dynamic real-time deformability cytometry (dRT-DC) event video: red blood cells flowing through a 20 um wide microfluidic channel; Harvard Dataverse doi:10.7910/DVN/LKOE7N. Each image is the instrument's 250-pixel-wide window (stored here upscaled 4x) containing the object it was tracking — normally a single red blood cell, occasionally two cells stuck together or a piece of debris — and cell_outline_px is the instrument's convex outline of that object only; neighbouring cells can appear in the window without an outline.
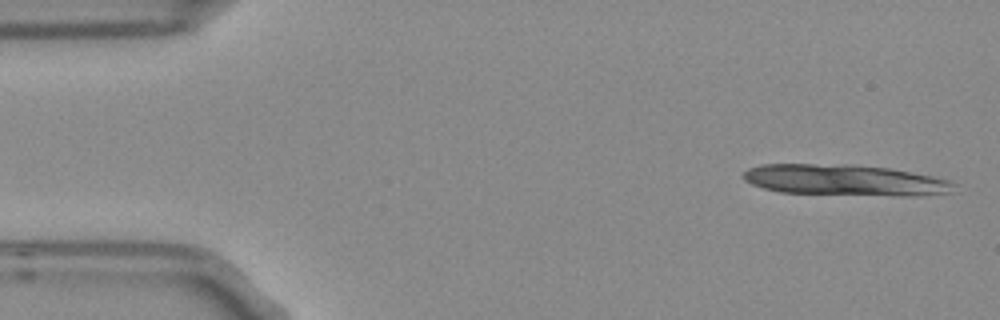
{"species": "Egyptian fruit bat (a non-hibernating species)", "species_latin": "Rousettus aegyptiacus", "temperature_condition": "room temperature", "stored_images_in_passage": 2, "segment_of_instrument_passage": [2, 2], "camera_frame_rate_fps": 3000, "um_per_image_px": 0.085, "frame": {"image": 1, "passage_image": 2, "time_ms": 0.333, "image_size_px": [1000, 320], "cell_outline_px": [[956, 184], [948, 192], [908, 196], [900, 196], [780, 192], [764, 188], [752, 184], [744, 180], [744, 172], [748, 168], [760, 164], [852, 164], [888, 168], [932, 176], [952, 180]], "centroid_in_image_um": [71.78, 15.3], "position_along_channel_um": 13.2, "area_um2": 37.92}}